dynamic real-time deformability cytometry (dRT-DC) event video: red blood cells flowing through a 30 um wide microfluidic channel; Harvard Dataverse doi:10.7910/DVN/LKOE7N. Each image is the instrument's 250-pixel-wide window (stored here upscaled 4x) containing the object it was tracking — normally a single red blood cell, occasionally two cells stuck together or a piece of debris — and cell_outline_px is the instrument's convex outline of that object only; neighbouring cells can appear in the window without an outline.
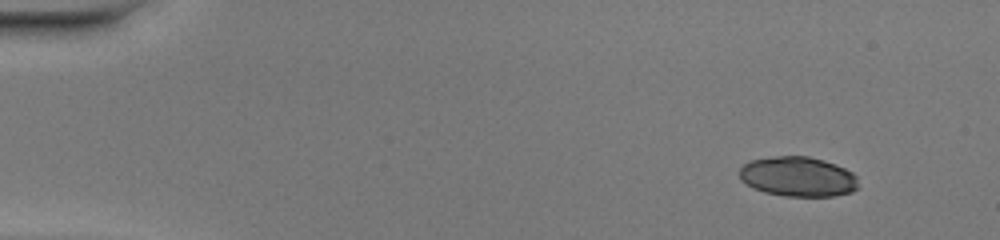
{"species": "common noctule bat (a hibernating species)", "species_latin": "Nyctalus noctula", "temperature_condition": "warm", "stored_images_in_passage": 46, "camera_frame_rate_fps": 3000, "um_per_image_px": 0.085, "animal": {"sex": "female", "body_mass_g": 20.0, "forearm_length_mm": 54.0}, "frame": {"image": 1, "passage_image": 1, "time_ms": 0.0, "image_size_px": [1000, 240], "cell_outline_px": [[860, 188], [852, 192], [836, 196], [784, 196], [764, 192], [752, 188], [740, 180], [740, 168], [744, 164], [752, 160], [772, 156], [808, 156], [824, 160], [836, 164], [852, 172], [856, 176]], "centroid_in_image_um": [67.85, 15.02], "position_along_channel_um": 17.2, "area_um2": 27.92}}
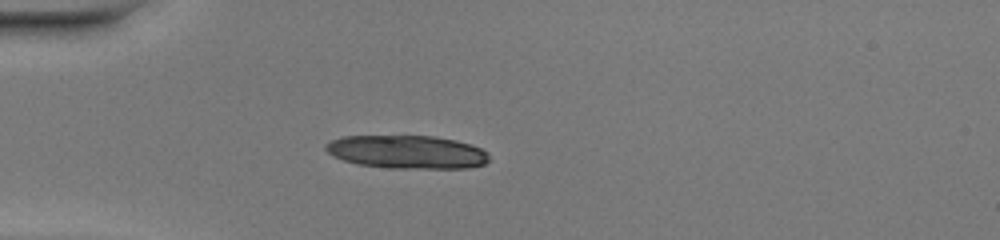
{"frame": {"image": 2, "passage_image": 11, "time_ms": 3.333, "image_size_px": [1000, 240], "cell_outline_px": [[488, 160], [484, 164], [468, 168], [388, 168], [356, 164], [332, 156], [324, 148], [324, 144], [332, 140], [344, 136], [436, 136], [456, 140], [472, 144], [488, 152]], "centroid_in_image_um": [34.59, 12.91], "position_along_channel_um": 50.4, "area_um2": 31.85}}